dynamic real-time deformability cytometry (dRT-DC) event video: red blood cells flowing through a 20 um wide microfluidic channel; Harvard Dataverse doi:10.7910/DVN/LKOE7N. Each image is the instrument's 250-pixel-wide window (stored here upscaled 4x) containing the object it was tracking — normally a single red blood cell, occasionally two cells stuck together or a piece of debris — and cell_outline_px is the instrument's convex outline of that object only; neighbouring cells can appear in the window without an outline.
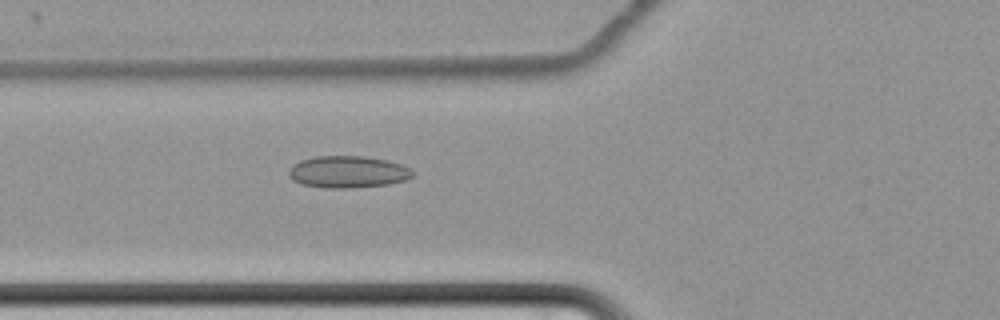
{"species": "common noctule bat (a hibernating species)", "species_latin": "Nyctalus noctula", "temperature_condition": "cold", "stored_images_in_passage": 51, "camera_frame_rate_fps": 3000, "um_per_image_px": 0.085, "animal": {"sex": "female", "body_mass_g": 22.7, "forearm_length_mm": 54.2}, "frame": {"image": 1, "passage_image": 14, "time_ms": 4.333, "image_size_px": [1000, 320], "cell_outline_px": [[416, 172], [408, 180], [388, 184], [352, 188], [324, 188], [300, 184], [292, 180], [288, 176], [288, 172], [292, 164], [300, 160], [316, 156], [364, 156], [388, 160], [412, 168]], "centroid_in_image_um": [29.58, 14.61], "position_along_channel_um": 96.2, "area_um2": 23.47}}
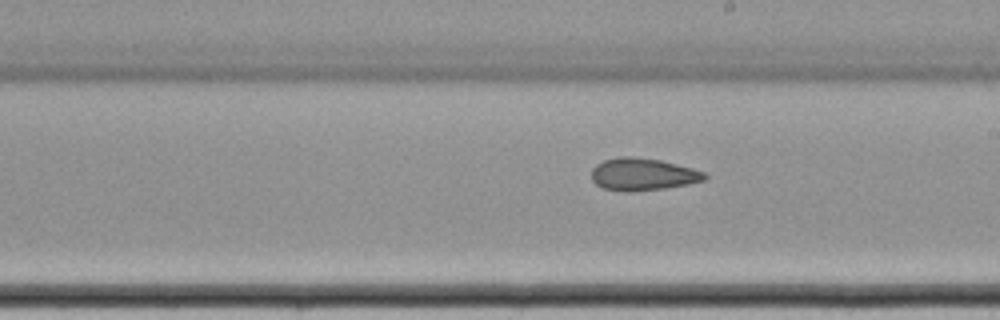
{"frame": {"image": 2, "passage_image": 26, "time_ms": 8.333, "image_size_px": [1000, 320], "cell_outline_px": [[708, 176], [704, 180], [688, 184], [664, 188], [632, 192], [604, 188], [596, 184], [592, 180], [592, 168], [596, 164], [604, 160], [620, 156], [632, 156], [660, 160], [692, 168], [704, 172]], "centroid_in_image_um": [54.63, 14.81], "position_along_channel_um": 234.4, "area_um2": 21.21}}
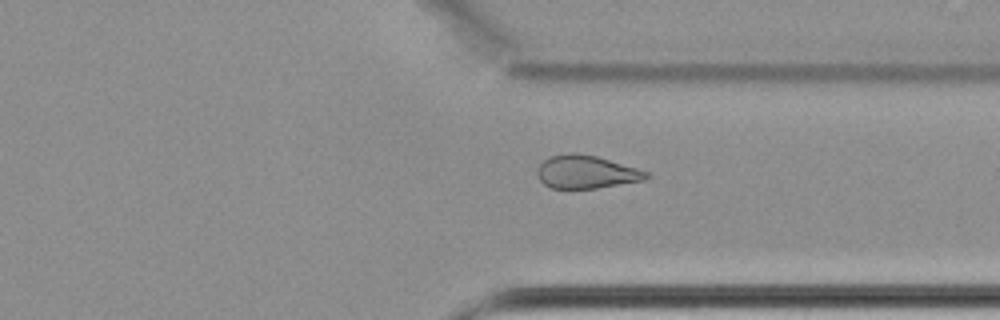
{"frame": {"image": 3, "passage_image": 37, "time_ms": 12.0, "image_size_px": [1000, 320], "cell_outline_px": [[652, 176], [644, 180], [596, 188], [552, 188], [544, 184], [540, 180], [536, 172], [536, 168], [548, 156], [568, 152], [576, 152], [596, 156], [636, 168], [648, 172]], "centroid_in_image_um": [49.8, 14.6], "position_along_channel_um": 361.6, "area_um2": 21.04}, "authors_computed_cell_mechanics": {"area_um2": 22.1952, "velocity_mm_per_s": 3.4485, "shape_relaxation_time_tau1_ms": null, "shape_relaxation_time_tau2_ms": 7.6777, "deformation_change_tau1": null, "deformation_change_tau2": 0.1467}}